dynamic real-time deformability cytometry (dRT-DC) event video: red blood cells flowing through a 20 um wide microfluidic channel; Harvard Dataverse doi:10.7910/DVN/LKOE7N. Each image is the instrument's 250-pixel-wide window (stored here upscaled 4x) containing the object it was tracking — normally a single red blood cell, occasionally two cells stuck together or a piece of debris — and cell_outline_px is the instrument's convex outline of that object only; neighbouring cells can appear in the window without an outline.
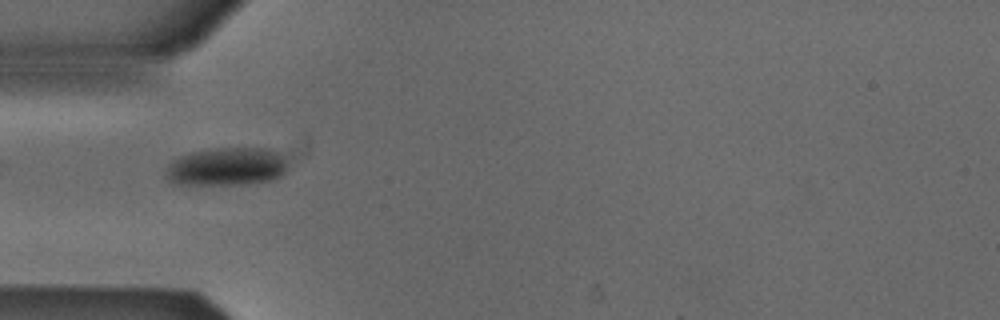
{"species": "Egyptian fruit bat (a non-hibernating species)", "species_latin": "Rousettus aegyptiacus", "temperature_condition": "cold", "stored_images_in_passage": 5, "camera_frame_rate_fps": 3000, "um_per_image_px": 0.085, "animal": {"sex": "male"}, "frame": {"image": 1, "passage_image": 4, "time_ms": 1.0, "image_size_px": [1000, 320], "cell_outline_px": [[284, 172], [280, 176], [268, 180], [244, 184], [176, 184], [168, 180], [164, 176], [168, 164], [172, 160], [180, 156], [192, 152], [216, 148], [272, 148], [280, 152], [284, 156]], "centroid_in_image_um": [19.23, 14.15], "position_along_channel_um": 65.8, "area_um2": 26.99}}
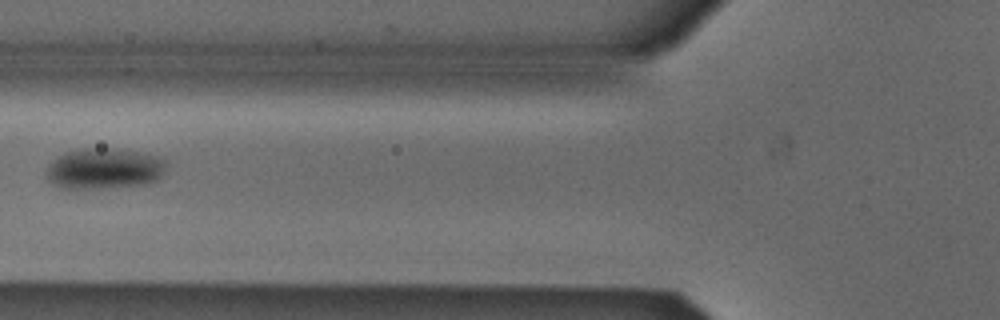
{"frame": {"image": 2, "passage_image": 5, "time_ms": 1.333, "image_size_px": [1000, 320], "cell_outline_px": [[164, 172], [156, 180], [148, 184], [108, 188], [60, 188], [52, 184], [44, 176], [44, 172], [48, 164], [52, 160], [64, 152], [84, 148], [112, 148], [136, 152], [156, 156], [164, 160]], "centroid_in_image_um": [8.77, 14.34], "position_along_channel_um": 117.0, "area_um2": 28.73}}